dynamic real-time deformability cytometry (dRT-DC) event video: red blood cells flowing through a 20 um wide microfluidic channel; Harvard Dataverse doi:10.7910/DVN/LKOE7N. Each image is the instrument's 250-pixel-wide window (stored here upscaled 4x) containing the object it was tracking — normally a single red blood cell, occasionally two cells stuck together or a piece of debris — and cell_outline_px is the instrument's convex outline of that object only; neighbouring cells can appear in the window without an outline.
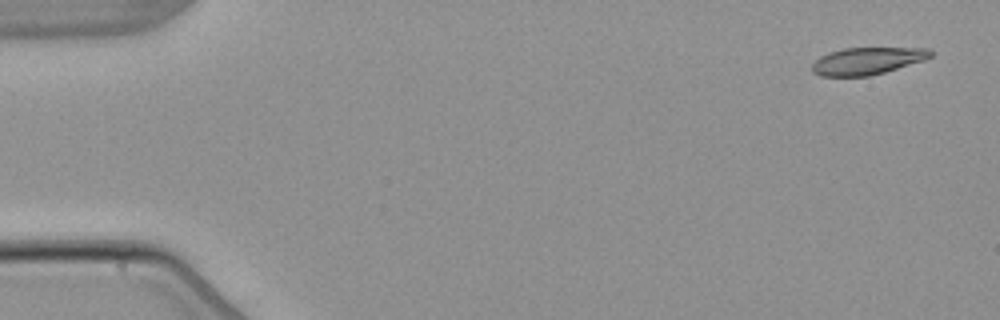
{"species": "common noctule bat (a hibernating species)", "species_latin": "Nyctalus noctula", "temperature_condition": "warm", "stored_images_in_passage": 3, "camera_frame_rate_fps": 3000, "um_per_image_px": 0.085, "animal": {"sex": "male", "body_mass_g": 21.5, "forearm_length_mm": 52.0}, "frame": {"image": 1, "passage_image": 1, "time_ms": 0.0, "image_size_px": [1000, 320], "cell_outline_px": [[932, 56], [924, 60], [884, 72], [868, 76], [820, 76], [812, 72], [812, 64], [820, 56], [828, 52], [844, 48], [928, 48], [932, 52]], "centroid_in_image_um": [73.68, 5.17], "position_along_channel_um": 11.3, "area_um2": 18.67}}